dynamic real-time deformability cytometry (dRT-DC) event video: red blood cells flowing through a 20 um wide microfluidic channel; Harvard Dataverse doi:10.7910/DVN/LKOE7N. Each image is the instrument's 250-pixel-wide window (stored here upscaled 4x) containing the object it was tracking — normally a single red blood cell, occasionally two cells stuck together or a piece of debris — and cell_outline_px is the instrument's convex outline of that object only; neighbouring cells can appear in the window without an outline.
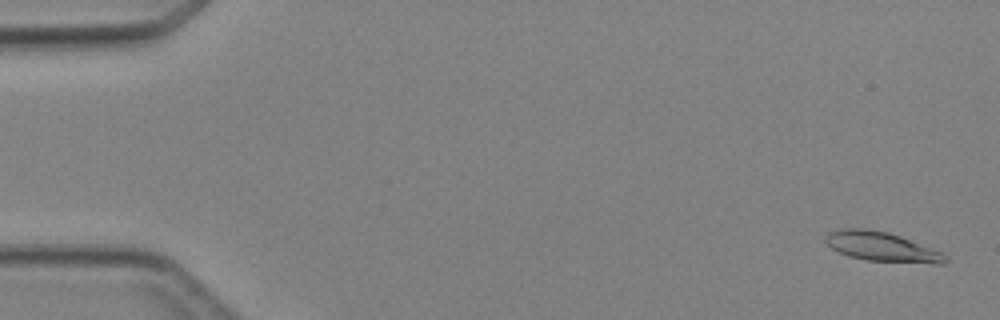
{"species": "Egyptian fruit bat (a non-hibernating species)", "species_latin": "Rousettus aegyptiacus", "temperature_condition": "cold", "stored_images_in_passage": 4, "camera_frame_rate_fps": 3000, "um_per_image_px": 0.085, "animal": {"sex": "female"}, "frame": {"image": 1, "passage_image": 1, "time_ms": 0.0, "image_size_px": [1000, 320], "cell_outline_px": [[948, 260], [944, 264], [936, 264], [868, 260], [848, 256], [832, 248], [824, 240], [828, 232], [844, 228], [868, 228], [888, 232], [900, 236], [944, 252], [948, 256]], "centroid_in_image_um": [75.0, 20.97], "position_along_channel_um": 10.0, "area_um2": 20.69}}
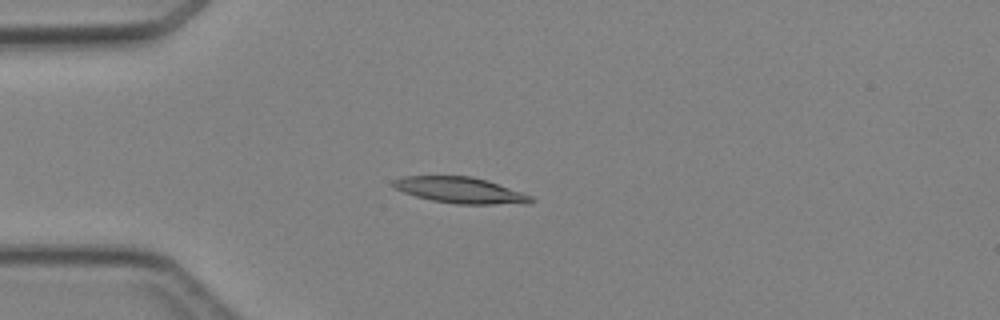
{"frame": {"image": 2, "passage_image": 4, "time_ms": 3.667, "image_size_px": [1000, 320], "cell_outline_px": [[536, 200], [528, 204], [456, 204], [432, 200], [416, 196], [404, 192], [396, 188], [392, 184], [392, 180], [400, 176], [472, 176], [488, 180], [532, 196]], "centroid_in_image_um": [39.15, 16.17], "position_along_channel_um": 45.8, "area_um2": 20.98}}